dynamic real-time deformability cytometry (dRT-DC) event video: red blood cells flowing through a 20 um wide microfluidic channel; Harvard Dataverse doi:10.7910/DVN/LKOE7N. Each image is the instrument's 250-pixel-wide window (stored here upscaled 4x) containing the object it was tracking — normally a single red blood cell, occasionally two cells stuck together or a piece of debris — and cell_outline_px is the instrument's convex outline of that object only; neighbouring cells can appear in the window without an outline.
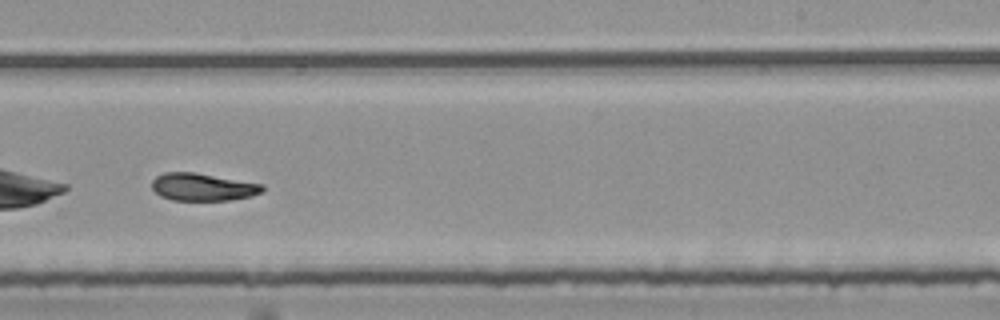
{"species": "common noctule bat (a hibernating species)", "species_latin": "Nyctalus noctula", "temperature_condition": "room temperature", "stored_images_in_passage": 29, "camera_frame_rate_fps": 3000, "um_per_image_px": 0.085, "animal": {"sex": "female", "body_mass_g": 25.1}, "frame": {"image": 1, "passage_image": 17, "time_ms": 5.333, "image_size_px": [1000, 320], "cell_outline_px": [[264, 188], [260, 192], [252, 196], [232, 200], [172, 200], [160, 196], [152, 188], [152, 180], [156, 176], [164, 172], [192, 172], [264, 184]], "centroid_in_image_um": [17.22, 15.9], "position_along_channel_um": 271.8, "area_um2": 17.69}}